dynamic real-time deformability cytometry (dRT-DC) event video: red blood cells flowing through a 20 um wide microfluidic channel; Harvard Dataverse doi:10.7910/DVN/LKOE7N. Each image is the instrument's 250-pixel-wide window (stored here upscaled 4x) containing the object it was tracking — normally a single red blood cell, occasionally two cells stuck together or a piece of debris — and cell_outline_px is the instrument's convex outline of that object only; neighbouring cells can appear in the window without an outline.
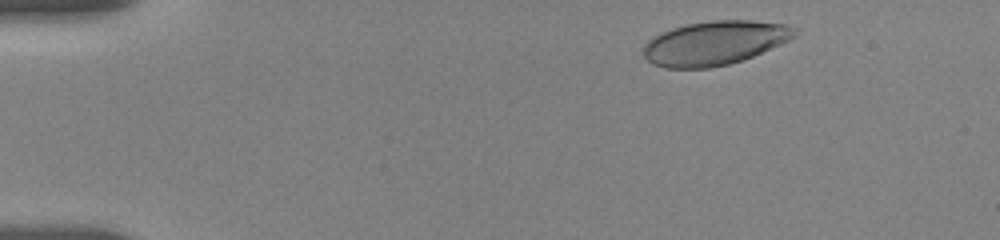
{"species": "human", "species_latin": "Homo sapiens", "temperature_condition": "room temperature", "stored_images_in_passage": 11, "camera_frame_rate_fps": 3000, "um_per_image_px": 0.085, "donor": {"sex": "female"}, "frame": {"image": 1, "passage_image": 1, "time_ms": 0.0, "image_size_px": [1000, 240], "cell_outline_px": [[796, 36], [780, 44], [744, 60], [728, 64], [708, 68], [664, 68], [652, 64], [644, 56], [644, 44], [648, 40], [672, 28], [688, 24], [712, 20], [752, 20], [784, 24], [796, 28]], "centroid_in_image_um": [60.75, 3.66], "position_along_channel_um": 24.2, "area_um2": 38.61}}
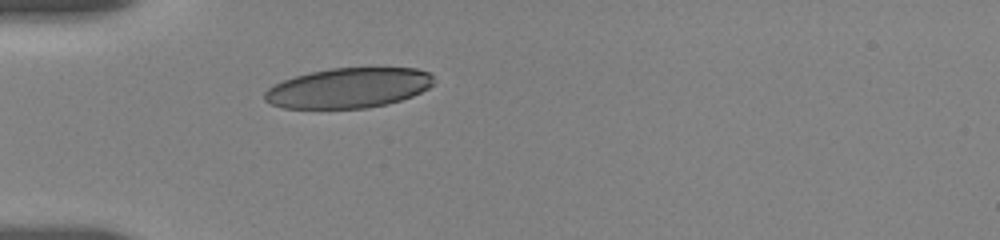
{"frame": {"image": 2, "passage_image": 8, "time_ms": 3.0, "image_size_px": [1000, 240], "cell_outline_px": [[432, 84], [428, 88], [412, 96], [388, 104], [368, 108], [284, 108], [272, 104], [264, 100], [264, 92], [268, 88], [284, 80], [296, 76], [312, 72], [332, 68], [416, 68], [432, 72]], "centroid_in_image_um": [29.64, 7.48], "position_along_channel_um": 55.4, "area_um2": 39.3}}
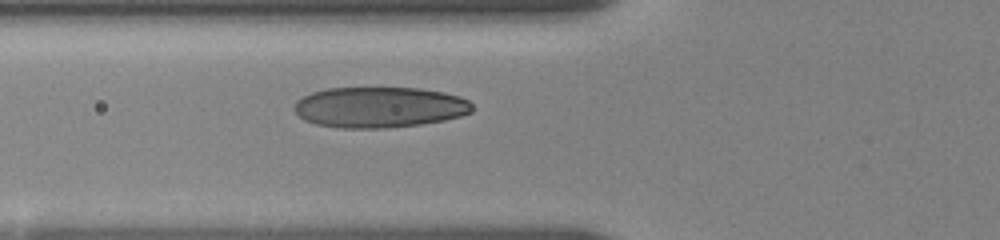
{"frame": {"image": 3, "passage_image": 11, "time_ms": 4.333, "image_size_px": [1000, 240], "cell_outline_px": [[472, 112], [460, 116], [444, 120], [420, 124], [388, 128], [344, 128], [316, 124], [304, 120], [292, 108], [296, 100], [312, 92], [328, 88], [420, 88], [444, 92], [460, 96], [468, 100], [472, 104]], "centroid_in_image_um": [32.25, 9.11], "position_along_channel_um": 93.5, "area_um2": 42.37}}